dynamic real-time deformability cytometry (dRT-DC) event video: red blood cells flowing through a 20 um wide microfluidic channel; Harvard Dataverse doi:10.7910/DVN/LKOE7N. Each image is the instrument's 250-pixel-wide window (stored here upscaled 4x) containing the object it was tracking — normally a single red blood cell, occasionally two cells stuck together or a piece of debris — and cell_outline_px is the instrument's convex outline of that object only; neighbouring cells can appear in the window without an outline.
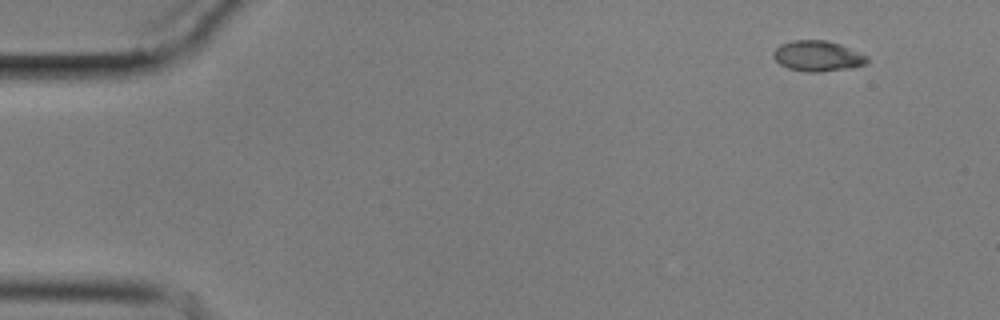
{"species": "common noctule bat (a hibernating species)", "species_latin": "Nyctalus noctula", "temperature_condition": "cold", "stored_images_in_passage": 4, "camera_frame_rate_fps": 3000, "um_per_image_px": 0.085, "animal": {"sex": "male", "body_mass_g": 17.9}, "frame": {"image": 1, "passage_image": 1, "time_ms": 0.0, "image_size_px": [1000, 320], "cell_outline_px": [[868, 64], [852, 68], [820, 72], [804, 72], [788, 68], [780, 64], [772, 56], [772, 52], [780, 44], [792, 40], [828, 40], [840, 44], [868, 56]], "centroid_in_image_um": [69.5, 4.77], "position_along_channel_um": 15.5, "area_um2": 16.94}}
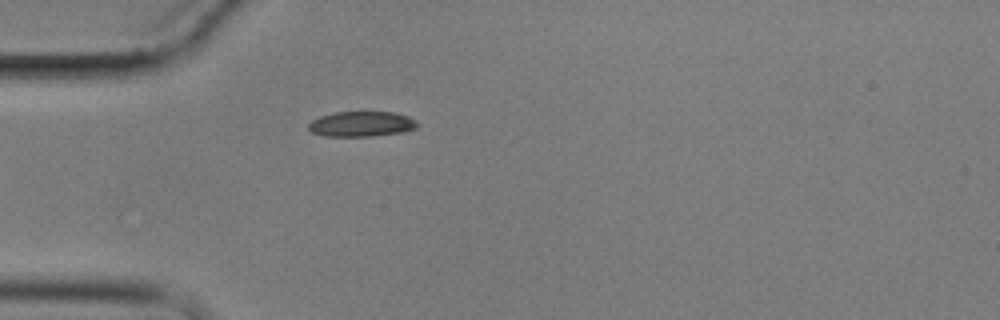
{"frame": {"image": 2, "passage_image": 4, "time_ms": 3.667, "image_size_px": [1000, 320], "cell_outline_px": [[416, 128], [404, 132], [372, 136], [324, 136], [312, 132], [308, 128], [308, 124], [312, 120], [320, 116], [336, 112], [392, 112], [408, 116], [416, 120]], "centroid_in_image_um": [30.72, 10.54], "position_along_channel_um": 54.3, "area_um2": 15.95}}